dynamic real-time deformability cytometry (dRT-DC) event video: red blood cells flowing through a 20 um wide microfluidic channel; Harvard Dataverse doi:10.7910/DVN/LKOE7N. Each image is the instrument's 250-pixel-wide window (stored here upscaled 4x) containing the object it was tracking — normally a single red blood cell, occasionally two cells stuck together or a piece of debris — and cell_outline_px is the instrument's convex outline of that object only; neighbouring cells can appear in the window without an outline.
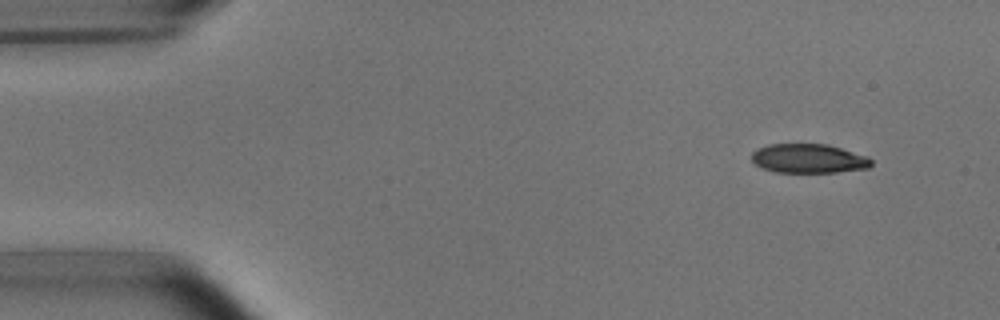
{"species": "common noctule bat (a hibernating species)", "species_latin": "Nyctalus noctula", "temperature_condition": "room temperature", "stored_images_in_passage": 4, "camera_frame_rate_fps": 3000, "um_per_image_px": 0.085, "animal": {"sex": "male", "body_mass_g": 15.6}, "frame": {"image": 1, "passage_image": 2, "time_ms": 1.333, "image_size_px": [1000, 320], "cell_outline_px": [[872, 164], [868, 168], [836, 172], [776, 172], [764, 168], [756, 164], [752, 160], [752, 152], [756, 148], [768, 144], [828, 144], [868, 156], [872, 160]], "centroid_in_image_um": [68.74, 13.46], "position_along_channel_um": 16.3, "area_um2": 20.35}}
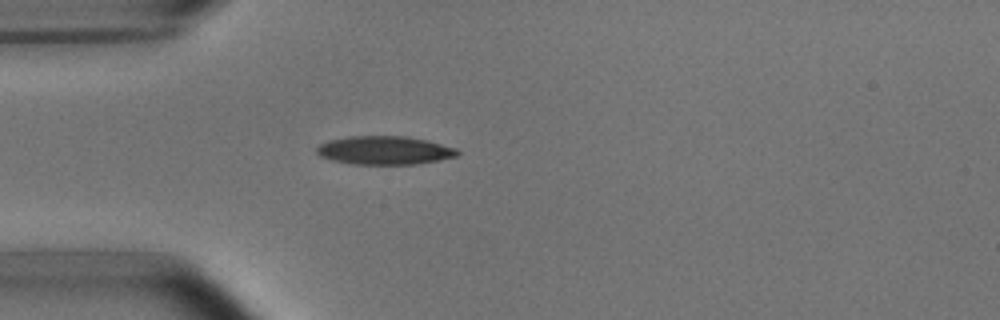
{"frame": {"image": 2, "passage_image": 4, "time_ms": 4.667, "image_size_px": [1000, 320], "cell_outline_px": [[460, 152], [456, 156], [416, 164], [352, 164], [332, 160], [320, 156], [316, 152], [316, 148], [320, 144], [328, 140], [352, 136], [408, 136], [428, 140], [456, 148]], "centroid_in_image_um": [32.67, 12.77], "position_along_channel_um": 52.3, "area_um2": 23.29}}